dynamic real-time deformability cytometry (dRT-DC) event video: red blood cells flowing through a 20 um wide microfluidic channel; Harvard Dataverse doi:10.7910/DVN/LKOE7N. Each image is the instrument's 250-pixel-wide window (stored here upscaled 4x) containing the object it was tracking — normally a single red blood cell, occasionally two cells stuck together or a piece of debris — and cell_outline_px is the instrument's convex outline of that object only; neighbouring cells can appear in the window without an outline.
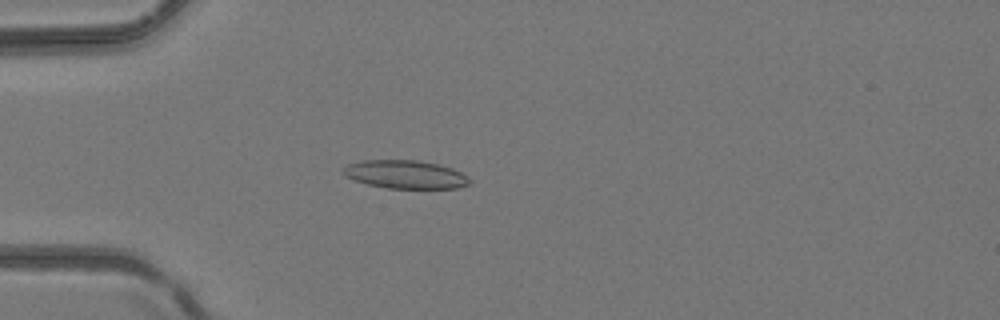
{"species": "common noctule bat (a hibernating species)", "species_latin": "Nyctalus noctula", "temperature_condition": "room temperature", "stored_images_in_passage": 3, "camera_frame_rate_fps": 3000, "um_per_image_px": 0.085, "animal": {"sex": "female", "body_mass_g": 24.6, "forearm_length_mm": 56.2}, "frame": {"image": 1, "passage_image": 3, "time_ms": 0.667, "image_size_px": [1000, 320], "cell_outline_px": [[468, 184], [456, 188], [388, 188], [368, 184], [352, 180], [344, 176], [340, 172], [340, 168], [348, 164], [360, 160], [416, 160], [436, 164], [452, 168], [468, 176]], "centroid_in_image_um": [34.35, 14.82], "position_along_channel_um": 50.7, "area_um2": 20.87}}